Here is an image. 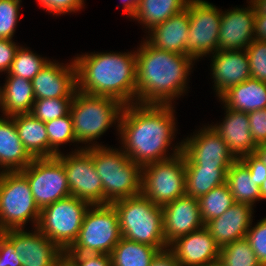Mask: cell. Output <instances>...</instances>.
Here are the masks:
<instances>
[{"label": "cell", "mask_w": 266, "mask_h": 266, "mask_svg": "<svg viewBox=\"0 0 266 266\" xmlns=\"http://www.w3.org/2000/svg\"><path fill=\"white\" fill-rule=\"evenodd\" d=\"M92 160L103 187V205L141 194L142 166L120 148L92 146Z\"/></svg>", "instance_id": "cell-4"}, {"label": "cell", "mask_w": 266, "mask_h": 266, "mask_svg": "<svg viewBox=\"0 0 266 266\" xmlns=\"http://www.w3.org/2000/svg\"><path fill=\"white\" fill-rule=\"evenodd\" d=\"M230 167H186V195L200 198L214 187L226 183Z\"/></svg>", "instance_id": "cell-31"}, {"label": "cell", "mask_w": 266, "mask_h": 266, "mask_svg": "<svg viewBox=\"0 0 266 266\" xmlns=\"http://www.w3.org/2000/svg\"><path fill=\"white\" fill-rule=\"evenodd\" d=\"M250 133L256 145L266 143V108L248 112Z\"/></svg>", "instance_id": "cell-40"}, {"label": "cell", "mask_w": 266, "mask_h": 266, "mask_svg": "<svg viewBox=\"0 0 266 266\" xmlns=\"http://www.w3.org/2000/svg\"><path fill=\"white\" fill-rule=\"evenodd\" d=\"M13 244L21 266H53L64 252L37 228L27 232L13 229L2 232Z\"/></svg>", "instance_id": "cell-15"}, {"label": "cell", "mask_w": 266, "mask_h": 266, "mask_svg": "<svg viewBox=\"0 0 266 266\" xmlns=\"http://www.w3.org/2000/svg\"><path fill=\"white\" fill-rule=\"evenodd\" d=\"M189 0H140L132 19L147 30L183 11Z\"/></svg>", "instance_id": "cell-29"}, {"label": "cell", "mask_w": 266, "mask_h": 266, "mask_svg": "<svg viewBox=\"0 0 266 266\" xmlns=\"http://www.w3.org/2000/svg\"><path fill=\"white\" fill-rule=\"evenodd\" d=\"M195 61L141 41L136 51V102L171 104L187 91V80Z\"/></svg>", "instance_id": "cell-2"}, {"label": "cell", "mask_w": 266, "mask_h": 266, "mask_svg": "<svg viewBox=\"0 0 266 266\" xmlns=\"http://www.w3.org/2000/svg\"><path fill=\"white\" fill-rule=\"evenodd\" d=\"M78 148L69 155L56 156L64 165L71 196L90 205H103L102 181L92 160V147Z\"/></svg>", "instance_id": "cell-13"}, {"label": "cell", "mask_w": 266, "mask_h": 266, "mask_svg": "<svg viewBox=\"0 0 266 266\" xmlns=\"http://www.w3.org/2000/svg\"><path fill=\"white\" fill-rule=\"evenodd\" d=\"M266 166V143L257 145L254 152Z\"/></svg>", "instance_id": "cell-49"}, {"label": "cell", "mask_w": 266, "mask_h": 266, "mask_svg": "<svg viewBox=\"0 0 266 266\" xmlns=\"http://www.w3.org/2000/svg\"><path fill=\"white\" fill-rule=\"evenodd\" d=\"M203 266H224L220 260H217L215 262L209 263L207 265H203Z\"/></svg>", "instance_id": "cell-53"}, {"label": "cell", "mask_w": 266, "mask_h": 266, "mask_svg": "<svg viewBox=\"0 0 266 266\" xmlns=\"http://www.w3.org/2000/svg\"><path fill=\"white\" fill-rule=\"evenodd\" d=\"M186 138L181 141L186 167H230L236 160L211 125Z\"/></svg>", "instance_id": "cell-14"}, {"label": "cell", "mask_w": 266, "mask_h": 266, "mask_svg": "<svg viewBox=\"0 0 266 266\" xmlns=\"http://www.w3.org/2000/svg\"><path fill=\"white\" fill-rule=\"evenodd\" d=\"M185 9L190 16L185 55L195 61L217 52L222 10L205 0H189Z\"/></svg>", "instance_id": "cell-11"}, {"label": "cell", "mask_w": 266, "mask_h": 266, "mask_svg": "<svg viewBox=\"0 0 266 266\" xmlns=\"http://www.w3.org/2000/svg\"><path fill=\"white\" fill-rule=\"evenodd\" d=\"M34 158L24 148L12 117L0 118V172L21 171Z\"/></svg>", "instance_id": "cell-24"}, {"label": "cell", "mask_w": 266, "mask_h": 266, "mask_svg": "<svg viewBox=\"0 0 266 266\" xmlns=\"http://www.w3.org/2000/svg\"><path fill=\"white\" fill-rule=\"evenodd\" d=\"M39 5L51 14L63 15L84 7V0H38Z\"/></svg>", "instance_id": "cell-41"}, {"label": "cell", "mask_w": 266, "mask_h": 266, "mask_svg": "<svg viewBox=\"0 0 266 266\" xmlns=\"http://www.w3.org/2000/svg\"><path fill=\"white\" fill-rule=\"evenodd\" d=\"M149 266H180L174 254L165 249L160 251Z\"/></svg>", "instance_id": "cell-46"}, {"label": "cell", "mask_w": 266, "mask_h": 266, "mask_svg": "<svg viewBox=\"0 0 266 266\" xmlns=\"http://www.w3.org/2000/svg\"><path fill=\"white\" fill-rule=\"evenodd\" d=\"M189 27L190 16L188 11L184 9L163 23L152 27L148 31L149 36L146 41L157 49L185 55Z\"/></svg>", "instance_id": "cell-23"}, {"label": "cell", "mask_w": 266, "mask_h": 266, "mask_svg": "<svg viewBox=\"0 0 266 266\" xmlns=\"http://www.w3.org/2000/svg\"><path fill=\"white\" fill-rule=\"evenodd\" d=\"M258 14L266 15V0H250Z\"/></svg>", "instance_id": "cell-50"}, {"label": "cell", "mask_w": 266, "mask_h": 266, "mask_svg": "<svg viewBox=\"0 0 266 266\" xmlns=\"http://www.w3.org/2000/svg\"><path fill=\"white\" fill-rule=\"evenodd\" d=\"M246 239L259 263L262 266H266V217L260 220L254 227H252L251 223Z\"/></svg>", "instance_id": "cell-39"}, {"label": "cell", "mask_w": 266, "mask_h": 266, "mask_svg": "<svg viewBox=\"0 0 266 266\" xmlns=\"http://www.w3.org/2000/svg\"><path fill=\"white\" fill-rule=\"evenodd\" d=\"M49 61L31 80L36 100L73 98L77 90L74 61L64 64Z\"/></svg>", "instance_id": "cell-17"}, {"label": "cell", "mask_w": 266, "mask_h": 266, "mask_svg": "<svg viewBox=\"0 0 266 266\" xmlns=\"http://www.w3.org/2000/svg\"><path fill=\"white\" fill-rule=\"evenodd\" d=\"M49 61L50 59L42 58L28 48L19 46L7 75L31 81Z\"/></svg>", "instance_id": "cell-34"}, {"label": "cell", "mask_w": 266, "mask_h": 266, "mask_svg": "<svg viewBox=\"0 0 266 266\" xmlns=\"http://www.w3.org/2000/svg\"><path fill=\"white\" fill-rule=\"evenodd\" d=\"M122 238L117 211L112 204L90 205L77 240L64 254H111Z\"/></svg>", "instance_id": "cell-7"}, {"label": "cell", "mask_w": 266, "mask_h": 266, "mask_svg": "<svg viewBox=\"0 0 266 266\" xmlns=\"http://www.w3.org/2000/svg\"><path fill=\"white\" fill-rule=\"evenodd\" d=\"M74 266H112L109 254H64Z\"/></svg>", "instance_id": "cell-42"}, {"label": "cell", "mask_w": 266, "mask_h": 266, "mask_svg": "<svg viewBox=\"0 0 266 266\" xmlns=\"http://www.w3.org/2000/svg\"><path fill=\"white\" fill-rule=\"evenodd\" d=\"M197 200L204 224L223 215L235 203L227 183L214 187Z\"/></svg>", "instance_id": "cell-32"}, {"label": "cell", "mask_w": 266, "mask_h": 266, "mask_svg": "<svg viewBox=\"0 0 266 266\" xmlns=\"http://www.w3.org/2000/svg\"><path fill=\"white\" fill-rule=\"evenodd\" d=\"M224 109L226 113L223 121L211 127L227 143L229 151L236 159L254 153L257 145L250 133L248 113Z\"/></svg>", "instance_id": "cell-22"}, {"label": "cell", "mask_w": 266, "mask_h": 266, "mask_svg": "<svg viewBox=\"0 0 266 266\" xmlns=\"http://www.w3.org/2000/svg\"><path fill=\"white\" fill-rule=\"evenodd\" d=\"M165 249L168 247H153L122 237L110 254L112 266H149Z\"/></svg>", "instance_id": "cell-30"}, {"label": "cell", "mask_w": 266, "mask_h": 266, "mask_svg": "<svg viewBox=\"0 0 266 266\" xmlns=\"http://www.w3.org/2000/svg\"><path fill=\"white\" fill-rule=\"evenodd\" d=\"M21 172L27 177L34 201L41 210L71 196L63 163L57 158H34Z\"/></svg>", "instance_id": "cell-12"}, {"label": "cell", "mask_w": 266, "mask_h": 266, "mask_svg": "<svg viewBox=\"0 0 266 266\" xmlns=\"http://www.w3.org/2000/svg\"><path fill=\"white\" fill-rule=\"evenodd\" d=\"M77 90L111 97L124 106L136 103V51L100 52L76 56Z\"/></svg>", "instance_id": "cell-3"}, {"label": "cell", "mask_w": 266, "mask_h": 266, "mask_svg": "<svg viewBox=\"0 0 266 266\" xmlns=\"http://www.w3.org/2000/svg\"><path fill=\"white\" fill-rule=\"evenodd\" d=\"M39 215L27 177L21 171H1L0 232L25 229L29 220L36 228Z\"/></svg>", "instance_id": "cell-8"}, {"label": "cell", "mask_w": 266, "mask_h": 266, "mask_svg": "<svg viewBox=\"0 0 266 266\" xmlns=\"http://www.w3.org/2000/svg\"><path fill=\"white\" fill-rule=\"evenodd\" d=\"M89 207L74 196L58 200L40 210L36 228L64 252L77 240Z\"/></svg>", "instance_id": "cell-9"}, {"label": "cell", "mask_w": 266, "mask_h": 266, "mask_svg": "<svg viewBox=\"0 0 266 266\" xmlns=\"http://www.w3.org/2000/svg\"><path fill=\"white\" fill-rule=\"evenodd\" d=\"M226 183L235 202L253 207L256 201L261 200L260 188L251 178L247 166L240 159H236L231 164L226 174Z\"/></svg>", "instance_id": "cell-28"}, {"label": "cell", "mask_w": 266, "mask_h": 266, "mask_svg": "<svg viewBox=\"0 0 266 266\" xmlns=\"http://www.w3.org/2000/svg\"><path fill=\"white\" fill-rule=\"evenodd\" d=\"M247 8H233L221 13L217 51H237L246 48L255 40L254 5L249 1Z\"/></svg>", "instance_id": "cell-16"}, {"label": "cell", "mask_w": 266, "mask_h": 266, "mask_svg": "<svg viewBox=\"0 0 266 266\" xmlns=\"http://www.w3.org/2000/svg\"><path fill=\"white\" fill-rule=\"evenodd\" d=\"M261 200L266 199V181L260 186Z\"/></svg>", "instance_id": "cell-52"}, {"label": "cell", "mask_w": 266, "mask_h": 266, "mask_svg": "<svg viewBox=\"0 0 266 266\" xmlns=\"http://www.w3.org/2000/svg\"><path fill=\"white\" fill-rule=\"evenodd\" d=\"M251 78L266 82V41L255 39L247 48Z\"/></svg>", "instance_id": "cell-38"}, {"label": "cell", "mask_w": 266, "mask_h": 266, "mask_svg": "<svg viewBox=\"0 0 266 266\" xmlns=\"http://www.w3.org/2000/svg\"><path fill=\"white\" fill-rule=\"evenodd\" d=\"M2 108V87L0 86V109Z\"/></svg>", "instance_id": "cell-54"}, {"label": "cell", "mask_w": 266, "mask_h": 266, "mask_svg": "<svg viewBox=\"0 0 266 266\" xmlns=\"http://www.w3.org/2000/svg\"><path fill=\"white\" fill-rule=\"evenodd\" d=\"M123 107V104L111 97L76 90L70 106L76 141L85 145L89 143L85 148L103 146L93 140H98L113 124L117 123L118 127Z\"/></svg>", "instance_id": "cell-6"}, {"label": "cell", "mask_w": 266, "mask_h": 266, "mask_svg": "<svg viewBox=\"0 0 266 266\" xmlns=\"http://www.w3.org/2000/svg\"><path fill=\"white\" fill-rule=\"evenodd\" d=\"M0 266H21L14 244L0 232Z\"/></svg>", "instance_id": "cell-44"}, {"label": "cell", "mask_w": 266, "mask_h": 266, "mask_svg": "<svg viewBox=\"0 0 266 266\" xmlns=\"http://www.w3.org/2000/svg\"><path fill=\"white\" fill-rule=\"evenodd\" d=\"M173 108L171 104L137 102L123 107L117 128L119 141L123 152L134 163L143 167L182 152V142H179L171 149V155L166 154L177 130Z\"/></svg>", "instance_id": "cell-1"}, {"label": "cell", "mask_w": 266, "mask_h": 266, "mask_svg": "<svg viewBox=\"0 0 266 266\" xmlns=\"http://www.w3.org/2000/svg\"><path fill=\"white\" fill-rule=\"evenodd\" d=\"M18 48L13 40L0 39V72L8 73Z\"/></svg>", "instance_id": "cell-45"}, {"label": "cell", "mask_w": 266, "mask_h": 266, "mask_svg": "<svg viewBox=\"0 0 266 266\" xmlns=\"http://www.w3.org/2000/svg\"><path fill=\"white\" fill-rule=\"evenodd\" d=\"M123 1V11L127 13L129 17L135 14L140 0H122Z\"/></svg>", "instance_id": "cell-48"}, {"label": "cell", "mask_w": 266, "mask_h": 266, "mask_svg": "<svg viewBox=\"0 0 266 266\" xmlns=\"http://www.w3.org/2000/svg\"><path fill=\"white\" fill-rule=\"evenodd\" d=\"M247 166L251 178L256 181V185L260 188L263 182L266 181V166L255 153H250L240 158Z\"/></svg>", "instance_id": "cell-43"}, {"label": "cell", "mask_w": 266, "mask_h": 266, "mask_svg": "<svg viewBox=\"0 0 266 266\" xmlns=\"http://www.w3.org/2000/svg\"><path fill=\"white\" fill-rule=\"evenodd\" d=\"M168 249L180 266H203L219 260L221 247L205 227L173 241Z\"/></svg>", "instance_id": "cell-19"}, {"label": "cell", "mask_w": 266, "mask_h": 266, "mask_svg": "<svg viewBox=\"0 0 266 266\" xmlns=\"http://www.w3.org/2000/svg\"><path fill=\"white\" fill-rule=\"evenodd\" d=\"M163 211V232L169 246L177 238L204 227L198 200L182 196L161 206Z\"/></svg>", "instance_id": "cell-18"}, {"label": "cell", "mask_w": 266, "mask_h": 266, "mask_svg": "<svg viewBox=\"0 0 266 266\" xmlns=\"http://www.w3.org/2000/svg\"><path fill=\"white\" fill-rule=\"evenodd\" d=\"M24 148L33 158H49V138L45 122L31 113L11 116Z\"/></svg>", "instance_id": "cell-26"}, {"label": "cell", "mask_w": 266, "mask_h": 266, "mask_svg": "<svg viewBox=\"0 0 266 266\" xmlns=\"http://www.w3.org/2000/svg\"><path fill=\"white\" fill-rule=\"evenodd\" d=\"M21 0H0V39H13Z\"/></svg>", "instance_id": "cell-37"}, {"label": "cell", "mask_w": 266, "mask_h": 266, "mask_svg": "<svg viewBox=\"0 0 266 266\" xmlns=\"http://www.w3.org/2000/svg\"><path fill=\"white\" fill-rule=\"evenodd\" d=\"M255 39L259 41H266V15L258 14L255 16V28H254Z\"/></svg>", "instance_id": "cell-47"}, {"label": "cell", "mask_w": 266, "mask_h": 266, "mask_svg": "<svg viewBox=\"0 0 266 266\" xmlns=\"http://www.w3.org/2000/svg\"><path fill=\"white\" fill-rule=\"evenodd\" d=\"M49 138V158L60 154V145L78 143L73 130V120L70 112L60 118L45 122Z\"/></svg>", "instance_id": "cell-33"}, {"label": "cell", "mask_w": 266, "mask_h": 266, "mask_svg": "<svg viewBox=\"0 0 266 266\" xmlns=\"http://www.w3.org/2000/svg\"><path fill=\"white\" fill-rule=\"evenodd\" d=\"M118 214L121 235L131 241L153 247H169L163 232V211L144 195L111 203Z\"/></svg>", "instance_id": "cell-5"}, {"label": "cell", "mask_w": 266, "mask_h": 266, "mask_svg": "<svg viewBox=\"0 0 266 266\" xmlns=\"http://www.w3.org/2000/svg\"><path fill=\"white\" fill-rule=\"evenodd\" d=\"M219 260L224 266H262L246 238L221 247Z\"/></svg>", "instance_id": "cell-35"}, {"label": "cell", "mask_w": 266, "mask_h": 266, "mask_svg": "<svg viewBox=\"0 0 266 266\" xmlns=\"http://www.w3.org/2000/svg\"><path fill=\"white\" fill-rule=\"evenodd\" d=\"M211 71L218 98L229 88L251 77L246 50L217 51L212 54Z\"/></svg>", "instance_id": "cell-20"}, {"label": "cell", "mask_w": 266, "mask_h": 266, "mask_svg": "<svg viewBox=\"0 0 266 266\" xmlns=\"http://www.w3.org/2000/svg\"><path fill=\"white\" fill-rule=\"evenodd\" d=\"M185 158L176 156L142 167L141 194L163 206L186 195Z\"/></svg>", "instance_id": "cell-10"}, {"label": "cell", "mask_w": 266, "mask_h": 266, "mask_svg": "<svg viewBox=\"0 0 266 266\" xmlns=\"http://www.w3.org/2000/svg\"><path fill=\"white\" fill-rule=\"evenodd\" d=\"M253 207L235 202L226 212L204 224L220 247L246 238L253 220Z\"/></svg>", "instance_id": "cell-21"}, {"label": "cell", "mask_w": 266, "mask_h": 266, "mask_svg": "<svg viewBox=\"0 0 266 266\" xmlns=\"http://www.w3.org/2000/svg\"><path fill=\"white\" fill-rule=\"evenodd\" d=\"M35 100L30 80L13 75L7 76L2 86V115L11 117L30 113Z\"/></svg>", "instance_id": "cell-27"}, {"label": "cell", "mask_w": 266, "mask_h": 266, "mask_svg": "<svg viewBox=\"0 0 266 266\" xmlns=\"http://www.w3.org/2000/svg\"><path fill=\"white\" fill-rule=\"evenodd\" d=\"M225 108L241 112H251L266 108V82L248 78L229 88L220 97Z\"/></svg>", "instance_id": "cell-25"}, {"label": "cell", "mask_w": 266, "mask_h": 266, "mask_svg": "<svg viewBox=\"0 0 266 266\" xmlns=\"http://www.w3.org/2000/svg\"><path fill=\"white\" fill-rule=\"evenodd\" d=\"M73 98H53L35 100L31 114L43 122L63 117L70 112Z\"/></svg>", "instance_id": "cell-36"}, {"label": "cell", "mask_w": 266, "mask_h": 266, "mask_svg": "<svg viewBox=\"0 0 266 266\" xmlns=\"http://www.w3.org/2000/svg\"><path fill=\"white\" fill-rule=\"evenodd\" d=\"M53 266H74V265L65 255H63Z\"/></svg>", "instance_id": "cell-51"}]
</instances>
